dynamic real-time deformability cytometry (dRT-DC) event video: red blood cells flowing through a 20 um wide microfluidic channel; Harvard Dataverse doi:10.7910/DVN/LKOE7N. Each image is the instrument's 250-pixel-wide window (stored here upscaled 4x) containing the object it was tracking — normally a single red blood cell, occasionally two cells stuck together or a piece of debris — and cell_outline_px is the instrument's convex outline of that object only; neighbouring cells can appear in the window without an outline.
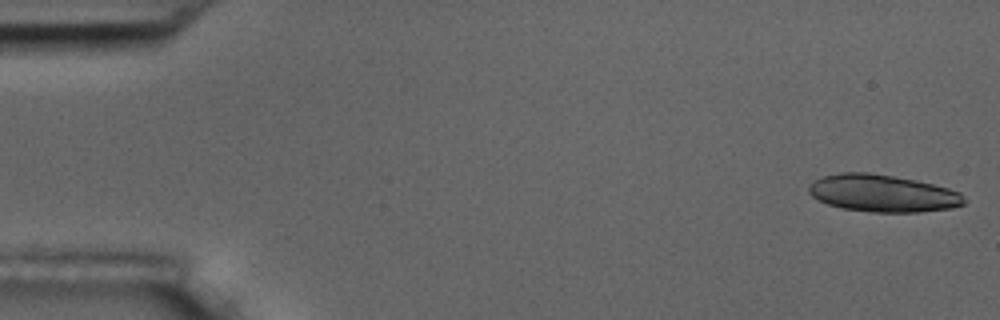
{"species": "common noctule bat (a hibernating species)", "species_latin": "Nyctalus noctula", "temperature_condition": "room temperature", "stored_images_in_passage": 10, "camera_frame_rate_fps": 3000, "um_per_image_px": 0.085, "animal": {"sex": "male", "body_mass_g": 17.5, "forearm_length_mm": 52.3}, "frame": {"image": 1, "passage_image": 1, "time_ms": 0.0, "image_size_px": [1000, 320], "cell_outline_px": [[968, 200], [964, 204], [952, 208], [920, 212], [872, 212], [844, 208], [828, 204], [812, 196], [808, 192], [808, 188], [812, 180], [824, 176], [840, 172], [868, 172], [916, 180], [948, 188], [960, 192]], "centroid_in_image_um": [75.05, 16.43], "position_along_channel_um": 10.0, "area_um2": 33.76}}
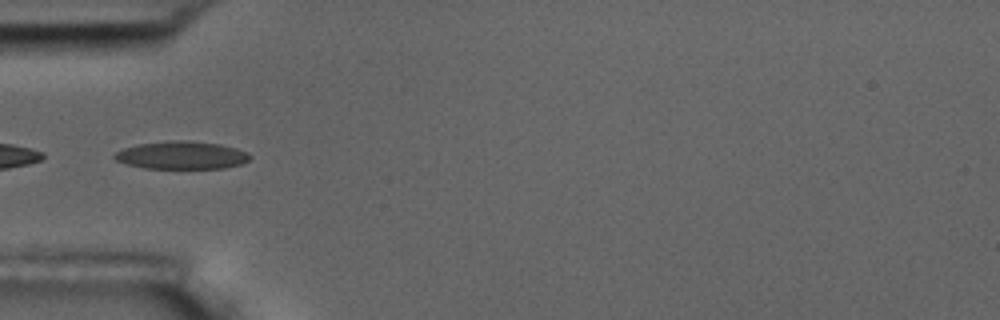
{"frame": {"image": 2, "passage_image": 6, "time_ms": 5.667, "image_size_px": [1000, 320], "cell_outline_px": [[252, 156], [248, 160], [240, 164], [224, 168], [144, 168], [128, 164], [116, 160], [112, 156], [116, 152], [124, 148], [136, 144], [172, 140], [188, 140], [220, 144], [236, 148], [248, 152]], "centroid_in_image_um": [15.44, 13.18], "position_along_channel_um": 69.6, "area_um2": 21.96}}
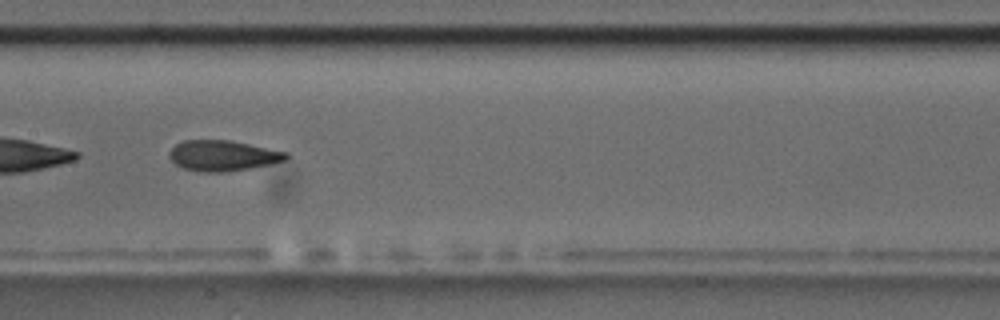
{"frame": {"image": 3, "passage_image": 9, "time_ms": 9.0, "image_size_px": [1000, 320], "cell_outline_px": [[288, 156], [284, 160], [268, 164], [248, 168], [220, 172], [204, 172], [184, 168], [176, 164], [168, 156], [168, 152], [176, 144], [184, 140], [232, 140], [288, 152]], "centroid_in_image_um": [18.91, 13.21], "position_along_channel_um": 188.5, "area_um2": 20.58}}